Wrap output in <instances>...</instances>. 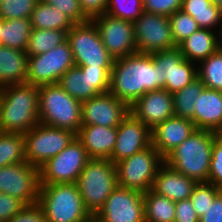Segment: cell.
Masks as SVG:
<instances>
[{
  "label": "cell",
  "mask_w": 222,
  "mask_h": 222,
  "mask_svg": "<svg viewBox=\"0 0 222 222\" xmlns=\"http://www.w3.org/2000/svg\"><path fill=\"white\" fill-rule=\"evenodd\" d=\"M158 89V69L152 54L136 52L114 61L109 92L129 107L147 92Z\"/></svg>",
  "instance_id": "cell-1"
},
{
  "label": "cell",
  "mask_w": 222,
  "mask_h": 222,
  "mask_svg": "<svg viewBox=\"0 0 222 222\" xmlns=\"http://www.w3.org/2000/svg\"><path fill=\"white\" fill-rule=\"evenodd\" d=\"M39 86L30 83L0 87V132L25 134L39 124Z\"/></svg>",
  "instance_id": "cell-2"
},
{
  "label": "cell",
  "mask_w": 222,
  "mask_h": 222,
  "mask_svg": "<svg viewBox=\"0 0 222 222\" xmlns=\"http://www.w3.org/2000/svg\"><path fill=\"white\" fill-rule=\"evenodd\" d=\"M219 134L210 130L195 129L165 158V163L197 183L208 182L212 147Z\"/></svg>",
  "instance_id": "cell-3"
},
{
  "label": "cell",
  "mask_w": 222,
  "mask_h": 222,
  "mask_svg": "<svg viewBox=\"0 0 222 222\" xmlns=\"http://www.w3.org/2000/svg\"><path fill=\"white\" fill-rule=\"evenodd\" d=\"M38 204L48 222H93L77 183L41 184Z\"/></svg>",
  "instance_id": "cell-4"
},
{
  "label": "cell",
  "mask_w": 222,
  "mask_h": 222,
  "mask_svg": "<svg viewBox=\"0 0 222 222\" xmlns=\"http://www.w3.org/2000/svg\"><path fill=\"white\" fill-rule=\"evenodd\" d=\"M82 102L70 96L58 83L39 86V122L78 133L82 126Z\"/></svg>",
  "instance_id": "cell-5"
},
{
  "label": "cell",
  "mask_w": 222,
  "mask_h": 222,
  "mask_svg": "<svg viewBox=\"0 0 222 222\" xmlns=\"http://www.w3.org/2000/svg\"><path fill=\"white\" fill-rule=\"evenodd\" d=\"M77 185L86 210L94 217L118 186L116 165L109 159L90 158Z\"/></svg>",
  "instance_id": "cell-6"
},
{
  "label": "cell",
  "mask_w": 222,
  "mask_h": 222,
  "mask_svg": "<svg viewBox=\"0 0 222 222\" xmlns=\"http://www.w3.org/2000/svg\"><path fill=\"white\" fill-rule=\"evenodd\" d=\"M164 163V158L151 144L129 158L115 163L117 184L145 193L152 188L154 178Z\"/></svg>",
  "instance_id": "cell-7"
},
{
  "label": "cell",
  "mask_w": 222,
  "mask_h": 222,
  "mask_svg": "<svg viewBox=\"0 0 222 222\" xmlns=\"http://www.w3.org/2000/svg\"><path fill=\"white\" fill-rule=\"evenodd\" d=\"M67 40L76 66L113 68L115 59L108 53L92 21L75 24L68 30Z\"/></svg>",
  "instance_id": "cell-8"
},
{
  "label": "cell",
  "mask_w": 222,
  "mask_h": 222,
  "mask_svg": "<svg viewBox=\"0 0 222 222\" xmlns=\"http://www.w3.org/2000/svg\"><path fill=\"white\" fill-rule=\"evenodd\" d=\"M75 137L76 133L68 129L39 123L24 134L26 161L40 168L64 150Z\"/></svg>",
  "instance_id": "cell-9"
},
{
  "label": "cell",
  "mask_w": 222,
  "mask_h": 222,
  "mask_svg": "<svg viewBox=\"0 0 222 222\" xmlns=\"http://www.w3.org/2000/svg\"><path fill=\"white\" fill-rule=\"evenodd\" d=\"M89 159L83 144L75 137L64 150L40 167V184L77 183Z\"/></svg>",
  "instance_id": "cell-10"
},
{
  "label": "cell",
  "mask_w": 222,
  "mask_h": 222,
  "mask_svg": "<svg viewBox=\"0 0 222 222\" xmlns=\"http://www.w3.org/2000/svg\"><path fill=\"white\" fill-rule=\"evenodd\" d=\"M74 66L73 52L66 40L49 52L29 56L26 82L38 86L57 84L60 77Z\"/></svg>",
  "instance_id": "cell-11"
},
{
  "label": "cell",
  "mask_w": 222,
  "mask_h": 222,
  "mask_svg": "<svg viewBox=\"0 0 222 222\" xmlns=\"http://www.w3.org/2000/svg\"><path fill=\"white\" fill-rule=\"evenodd\" d=\"M112 68L78 67L68 69L58 84L74 99L81 102L109 92Z\"/></svg>",
  "instance_id": "cell-12"
},
{
  "label": "cell",
  "mask_w": 222,
  "mask_h": 222,
  "mask_svg": "<svg viewBox=\"0 0 222 222\" xmlns=\"http://www.w3.org/2000/svg\"><path fill=\"white\" fill-rule=\"evenodd\" d=\"M40 185V168L27 161L0 168V192L25 205L38 203Z\"/></svg>",
  "instance_id": "cell-13"
},
{
  "label": "cell",
  "mask_w": 222,
  "mask_h": 222,
  "mask_svg": "<svg viewBox=\"0 0 222 222\" xmlns=\"http://www.w3.org/2000/svg\"><path fill=\"white\" fill-rule=\"evenodd\" d=\"M133 26L138 53L151 54L177 47L167 16L143 11L141 17L133 22Z\"/></svg>",
  "instance_id": "cell-14"
},
{
  "label": "cell",
  "mask_w": 222,
  "mask_h": 222,
  "mask_svg": "<svg viewBox=\"0 0 222 222\" xmlns=\"http://www.w3.org/2000/svg\"><path fill=\"white\" fill-rule=\"evenodd\" d=\"M93 222H145L143 193L117 186Z\"/></svg>",
  "instance_id": "cell-15"
},
{
  "label": "cell",
  "mask_w": 222,
  "mask_h": 222,
  "mask_svg": "<svg viewBox=\"0 0 222 222\" xmlns=\"http://www.w3.org/2000/svg\"><path fill=\"white\" fill-rule=\"evenodd\" d=\"M98 29L108 53L116 60L137 52L132 21L107 13L91 20Z\"/></svg>",
  "instance_id": "cell-16"
},
{
  "label": "cell",
  "mask_w": 222,
  "mask_h": 222,
  "mask_svg": "<svg viewBox=\"0 0 222 222\" xmlns=\"http://www.w3.org/2000/svg\"><path fill=\"white\" fill-rule=\"evenodd\" d=\"M130 112L129 106L107 92L82 102V125L118 127Z\"/></svg>",
  "instance_id": "cell-17"
},
{
  "label": "cell",
  "mask_w": 222,
  "mask_h": 222,
  "mask_svg": "<svg viewBox=\"0 0 222 222\" xmlns=\"http://www.w3.org/2000/svg\"><path fill=\"white\" fill-rule=\"evenodd\" d=\"M151 144V130L129 112L117 127V140L109 160L115 164Z\"/></svg>",
  "instance_id": "cell-18"
},
{
  "label": "cell",
  "mask_w": 222,
  "mask_h": 222,
  "mask_svg": "<svg viewBox=\"0 0 222 222\" xmlns=\"http://www.w3.org/2000/svg\"><path fill=\"white\" fill-rule=\"evenodd\" d=\"M130 113L150 130L174 116L173 95L164 88L149 91L130 107Z\"/></svg>",
  "instance_id": "cell-19"
},
{
  "label": "cell",
  "mask_w": 222,
  "mask_h": 222,
  "mask_svg": "<svg viewBox=\"0 0 222 222\" xmlns=\"http://www.w3.org/2000/svg\"><path fill=\"white\" fill-rule=\"evenodd\" d=\"M195 129L192 120L174 115L151 130L152 145L165 158L173 149L186 140Z\"/></svg>",
  "instance_id": "cell-20"
},
{
  "label": "cell",
  "mask_w": 222,
  "mask_h": 222,
  "mask_svg": "<svg viewBox=\"0 0 222 222\" xmlns=\"http://www.w3.org/2000/svg\"><path fill=\"white\" fill-rule=\"evenodd\" d=\"M196 129L222 132V91L204 87L191 119Z\"/></svg>",
  "instance_id": "cell-21"
},
{
  "label": "cell",
  "mask_w": 222,
  "mask_h": 222,
  "mask_svg": "<svg viewBox=\"0 0 222 222\" xmlns=\"http://www.w3.org/2000/svg\"><path fill=\"white\" fill-rule=\"evenodd\" d=\"M197 182L164 163L158 170L151 190L173 202L189 199Z\"/></svg>",
  "instance_id": "cell-22"
},
{
  "label": "cell",
  "mask_w": 222,
  "mask_h": 222,
  "mask_svg": "<svg viewBox=\"0 0 222 222\" xmlns=\"http://www.w3.org/2000/svg\"><path fill=\"white\" fill-rule=\"evenodd\" d=\"M76 137L89 158L110 159L117 140V127L82 125Z\"/></svg>",
  "instance_id": "cell-23"
},
{
  "label": "cell",
  "mask_w": 222,
  "mask_h": 222,
  "mask_svg": "<svg viewBox=\"0 0 222 222\" xmlns=\"http://www.w3.org/2000/svg\"><path fill=\"white\" fill-rule=\"evenodd\" d=\"M28 60L25 51L0 45V87L26 83Z\"/></svg>",
  "instance_id": "cell-24"
},
{
  "label": "cell",
  "mask_w": 222,
  "mask_h": 222,
  "mask_svg": "<svg viewBox=\"0 0 222 222\" xmlns=\"http://www.w3.org/2000/svg\"><path fill=\"white\" fill-rule=\"evenodd\" d=\"M217 35L215 31L199 29L177 47L185 59L198 64L218 51Z\"/></svg>",
  "instance_id": "cell-25"
},
{
  "label": "cell",
  "mask_w": 222,
  "mask_h": 222,
  "mask_svg": "<svg viewBox=\"0 0 222 222\" xmlns=\"http://www.w3.org/2000/svg\"><path fill=\"white\" fill-rule=\"evenodd\" d=\"M181 10L191 15L200 29L216 31L222 22V9L211 0H183Z\"/></svg>",
  "instance_id": "cell-26"
},
{
  "label": "cell",
  "mask_w": 222,
  "mask_h": 222,
  "mask_svg": "<svg viewBox=\"0 0 222 222\" xmlns=\"http://www.w3.org/2000/svg\"><path fill=\"white\" fill-rule=\"evenodd\" d=\"M32 29H52L67 31L75 23L58 8L39 1L31 16Z\"/></svg>",
  "instance_id": "cell-27"
},
{
  "label": "cell",
  "mask_w": 222,
  "mask_h": 222,
  "mask_svg": "<svg viewBox=\"0 0 222 222\" xmlns=\"http://www.w3.org/2000/svg\"><path fill=\"white\" fill-rule=\"evenodd\" d=\"M31 31V19H3V28L0 34V45L26 51Z\"/></svg>",
  "instance_id": "cell-28"
},
{
  "label": "cell",
  "mask_w": 222,
  "mask_h": 222,
  "mask_svg": "<svg viewBox=\"0 0 222 222\" xmlns=\"http://www.w3.org/2000/svg\"><path fill=\"white\" fill-rule=\"evenodd\" d=\"M145 222H174L175 202L151 189L143 193Z\"/></svg>",
  "instance_id": "cell-29"
},
{
  "label": "cell",
  "mask_w": 222,
  "mask_h": 222,
  "mask_svg": "<svg viewBox=\"0 0 222 222\" xmlns=\"http://www.w3.org/2000/svg\"><path fill=\"white\" fill-rule=\"evenodd\" d=\"M67 40V31L32 29L25 53L28 56L44 54Z\"/></svg>",
  "instance_id": "cell-30"
},
{
  "label": "cell",
  "mask_w": 222,
  "mask_h": 222,
  "mask_svg": "<svg viewBox=\"0 0 222 222\" xmlns=\"http://www.w3.org/2000/svg\"><path fill=\"white\" fill-rule=\"evenodd\" d=\"M25 161L24 134L0 132V168Z\"/></svg>",
  "instance_id": "cell-31"
},
{
  "label": "cell",
  "mask_w": 222,
  "mask_h": 222,
  "mask_svg": "<svg viewBox=\"0 0 222 222\" xmlns=\"http://www.w3.org/2000/svg\"><path fill=\"white\" fill-rule=\"evenodd\" d=\"M204 87L197 77L186 87L173 93L174 115L191 120L195 112V103Z\"/></svg>",
  "instance_id": "cell-32"
},
{
  "label": "cell",
  "mask_w": 222,
  "mask_h": 222,
  "mask_svg": "<svg viewBox=\"0 0 222 222\" xmlns=\"http://www.w3.org/2000/svg\"><path fill=\"white\" fill-rule=\"evenodd\" d=\"M197 74L206 88L222 91V52L218 50L200 61Z\"/></svg>",
  "instance_id": "cell-33"
},
{
  "label": "cell",
  "mask_w": 222,
  "mask_h": 222,
  "mask_svg": "<svg viewBox=\"0 0 222 222\" xmlns=\"http://www.w3.org/2000/svg\"><path fill=\"white\" fill-rule=\"evenodd\" d=\"M158 69L159 87L173 84L174 64L181 62L184 57L178 47L151 53Z\"/></svg>",
  "instance_id": "cell-34"
},
{
  "label": "cell",
  "mask_w": 222,
  "mask_h": 222,
  "mask_svg": "<svg viewBox=\"0 0 222 222\" xmlns=\"http://www.w3.org/2000/svg\"><path fill=\"white\" fill-rule=\"evenodd\" d=\"M168 18L170 20L172 36L176 46L200 29L194 18L184 13L182 10L176 11Z\"/></svg>",
  "instance_id": "cell-35"
},
{
  "label": "cell",
  "mask_w": 222,
  "mask_h": 222,
  "mask_svg": "<svg viewBox=\"0 0 222 222\" xmlns=\"http://www.w3.org/2000/svg\"><path fill=\"white\" fill-rule=\"evenodd\" d=\"M143 11V0H108L106 13L134 22L141 17Z\"/></svg>",
  "instance_id": "cell-36"
},
{
  "label": "cell",
  "mask_w": 222,
  "mask_h": 222,
  "mask_svg": "<svg viewBox=\"0 0 222 222\" xmlns=\"http://www.w3.org/2000/svg\"><path fill=\"white\" fill-rule=\"evenodd\" d=\"M221 191L222 189L214 184L208 182L197 183L189 199L199 218L205 214L210 204Z\"/></svg>",
  "instance_id": "cell-37"
},
{
  "label": "cell",
  "mask_w": 222,
  "mask_h": 222,
  "mask_svg": "<svg viewBox=\"0 0 222 222\" xmlns=\"http://www.w3.org/2000/svg\"><path fill=\"white\" fill-rule=\"evenodd\" d=\"M40 0H1L0 16L4 20L31 19L32 12Z\"/></svg>",
  "instance_id": "cell-38"
},
{
  "label": "cell",
  "mask_w": 222,
  "mask_h": 222,
  "mask_svg": "<svg viewBox=\"0 0 222 222\" xmlns=\"http://www.w3.org/2000/svg\"><path fill=\"white\" fill-rule=\"evenodd\" d=\"M197 67L194 62L183 59L174 64L173 84H166L164 89L173 94L191 83L197 76Z\"/></svg>",
  "instance_id": "cell-39"
},
{
  "label": "cell",
  "mask_w": 222,
  "mask_h": 222,
  "mask_svg": "<svg viewBox=\"0 0 222 222\" xmlns=\"http://www.w3.org/2000/svg\"><path fill=\"white\" fill-rule=\"evenodd\" d=\"M66 14L75 24L90 21L82 12L79 0H40Z\"/></svg>",
  "instance_id": "cell-40"
},
{
  "label": "cell",
  "mask_w": 222,
  "mask_h": 222,
  "mask_svg": "<svg viewBox=\"0 0 222 222\" xmlns=\"http://www.w3.org/2000/svg\"><path fill=\"white\" fill-rule=\"evenodd\" d=\"M208 183L222 189V137L220 135L214 139Z\"/></svg>",
  "instance_id": "cell-41"
},
{
  "label": "cell",
  "mask_w": 222,
  "mask_h": 222,
  "mask_svg": "<svg viewBox=\"0 0 222 222\" xmlns=\"http://www.w3.org/2000/svg\"><path fill=\"white\" fill-rule=\"evenodd\" d=\"M183 0H143L145 12L171 16L181 10Z\"/></svg>",
  "instance_id": "cell-42"
},
{
  "label": "cell",
  "mask_w": 222,
  "mask_h": 222,
  "mask_svg": "<svg viewBox=\"0 0 222 222\" xmlns=\"http://www.w3.org/2000/svg\"><path fill=\"white\" fill-rule=\"evenodd\" d=\"M25 206L19 199L0 192V222H7Z\"/></svg>",
  "instance_id": "cell-43"
},
{
  "label": "cell",
  "mask_w": 222,
  "mask_h": 222,
  "mask_svg": "<svg viewBox=\"0 0 222 222\" xmlns=\"http://www.w3.org/2000/svg\"><path fill=\"white\" fill-rule=\"evenodd\" d=\"M7 222H48L38 203L26 205Z\"/></svg>",
  "instance_id": "cell-44"
},
{
  "label": "cell",
  "mask_w": 222,
  "mask_h": 222,
  "mask_svg": "<svg viewBox=\"0 0 222 222\" xmlns=\"http://www.w3.org/2000/svg\"><path fill=\"white\" fill-rule=\"evenodd\" d=\"M174 222H199L195 208L190 199L181 200L175 203Z\"/></svg>",
  "instance_id": "cell-45"
},
{
  "label": "cell",
  "mask_w": 222,
  "mask_h": 222,
  "mask_svg": "<svg viewBox=\"0 0 222 222\" xmlns=\"http://www.w3.org/2000/svg\"><path fill=\"white\" fill-rule=\"evenodd\" d=\"M83 14L91 21L106 13L108 0H79Z\"/></svg>",
  "instance_id": "cell-46"
},
{
  "label": "cell",
  "mask_w": 222,
  "mask_h": 222,
  "mask_svg": "<svg viewBox=\"0 0 222 222\" xmlns=\"http://www.w3.org/2000/svg\"><path fill=\"white\" fill-rule=\"evenodd\" d=\"M199 222H222V191L215 197Z\"/></svg>",
  "instance_id": "cell-47"
},
{
  "label": "cell",
  "mask_w": 222,
  "mask_h": 222,
  "mask_svg": "<svg viewBox=\"0 0 222 222\" xmlns=\"http://www.w3.org/2000/svg\"><path fill=\"white\" fill-rule=\"evenodd\" d=\"M219 29H218V33L217 34H219L218 36H217V41H218V50L219 51H221L222 52V22H221V24L219 25Z\"/></svg>",
  "instance_id": "cell-48"
},
{
  "label": "cell",
  "mask_w": 222,
  "mask_h": 222,
  "mask_svg": "<svg viewBox=\"0 0 222 222\" xmlns=\"http://www.w3.org/2000/svg\"><path fill=\"white\" fill-rule=\"evenodd\" d=\"M217 7L222 9V0H211Z\"/></svg>",
  "instance_id": "cell-49"
},
{
  "label": "cell",
  "mask_w": 222,
  "mask_h": 222,
  "mask_svg": "<svg viewBox=\"0 0 222 222\" xmlns=\"http://www.w3.org/2000/svg\"><path fill=\"white\" fill-rule=\"evenodd\" d=\"M2 28H3V18L0 16V34H1Z\"/></svg>",
  "instance_id": "cell-50"
}]
</instances>
